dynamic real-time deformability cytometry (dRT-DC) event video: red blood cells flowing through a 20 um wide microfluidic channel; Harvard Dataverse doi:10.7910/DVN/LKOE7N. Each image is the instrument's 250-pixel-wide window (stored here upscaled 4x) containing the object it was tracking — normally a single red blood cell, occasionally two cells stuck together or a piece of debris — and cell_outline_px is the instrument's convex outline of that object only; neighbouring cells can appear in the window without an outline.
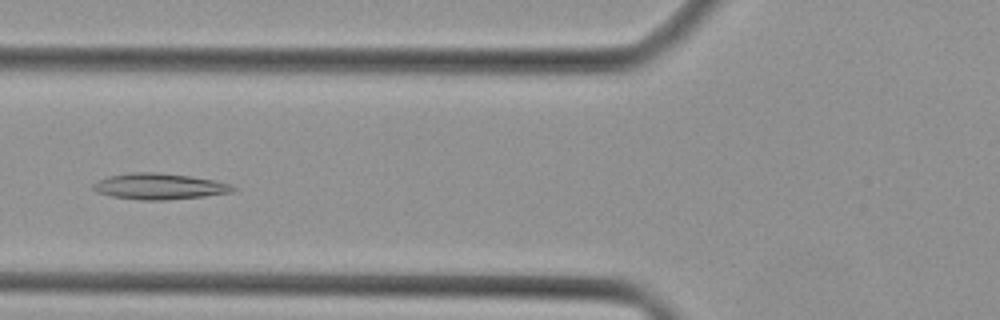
{"species": "Egyptian fruit bat (a non-hibernating species)", "species_latin": "Rousettus aegyptiacus", "temperature_condition": "cold", "stored_images_in_passage": 37, "camera_frame_rate_fps": 3000, "um_per_image_px": 0.085, "animal": {"sex": "female"}, "frame": {"image": 1, "passage_image": 11, "time_ms": 3.333, "image_size_px": [1000, 320], "cell_outline_px": [[236, 188], [232, 192], [204, 196], [164, 200], [140, 200], [112, 196], [96, 192], [92, 188], [92, 184], [96, 180], [108, 176], [132, 172], [156, 172], [188, 176], [212, 180], [232, 184]], "centroid_in_image_um": [13.49, 15.84], "position_along_channel_um": 112.3, "area_um2": 21.15}}
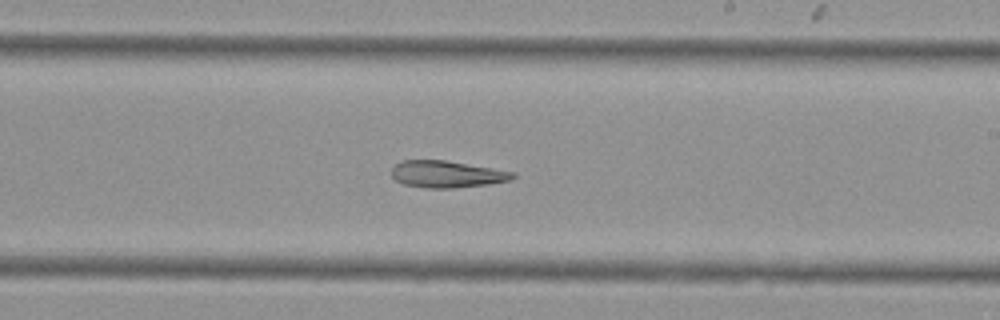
{"frame": {"image": 2, "passage_image": 20, "time_ms": 6.333, "image_size_px": [1000, 320], "cell_outline_px": [[516, 176], [512, 180], [488, 184], [456, 188], [428, 188], [404, 184], [396, 180], [392, 176], [392, 168], [400, 160], [444, 160], [516, 172]], "centroid_in_image_um": [38.0, 14.8], "position_along_channel_um": 251.0, "area_um2": 18.96}}
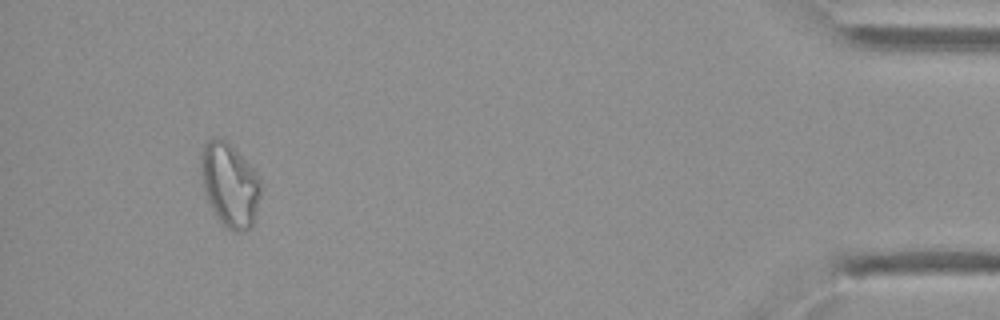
{"frame": {"image": 3, "passage_image": 35, "time_ms": 11.333, "image_size_px": [1000, 320], "cell_outline_px": [[260, 196], [252, 228], [240, 232], [232, 232], [216, 216], [204, 192], [200, 176], [200, 160], [204, 144], [208, 140], [216, 136], [224, 140], [256, 172], [260, 180]], "centroid_in_image_um": [19.51, 15.74], "position_along_channel_um": 415.7, "area_um2": 28.9}}